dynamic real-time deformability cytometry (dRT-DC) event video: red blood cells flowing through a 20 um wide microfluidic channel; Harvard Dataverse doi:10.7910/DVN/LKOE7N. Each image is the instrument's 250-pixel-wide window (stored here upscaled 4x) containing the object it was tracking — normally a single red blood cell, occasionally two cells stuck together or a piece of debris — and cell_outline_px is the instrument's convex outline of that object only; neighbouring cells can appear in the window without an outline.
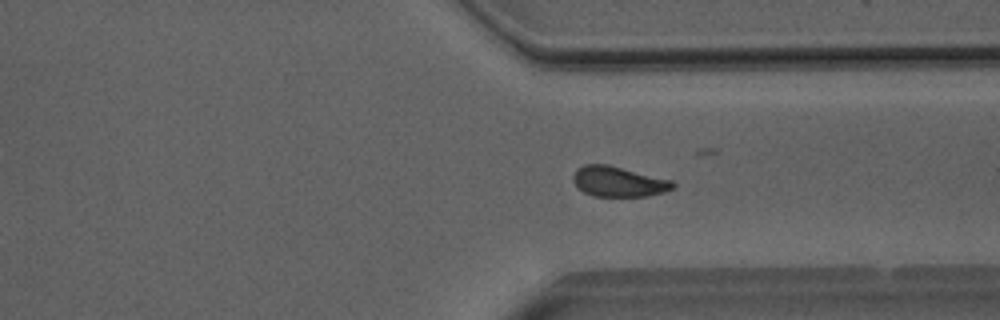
{"species": "Egyptian fruit bat (a non-hibernating species)", "species_latin": "Rousettus aegyptiacus", "temperature_condition": "room temperature", "stored_images_in_passage": 22, "camera_frame_rate_fps": 3000, "um_per_image_px": 0.085, "animal": {"sex": "male"}, "frame": {"image": 1, "passage_image": 19, "time_ms": 6.0, "image_size_px": [1000, 320], "cell_outline_px": [[676, 184], [672, 188], [664, 192], [648, 196], [592, 196], [584, 192], [572, 180], [572, 176], [576, 168], [584, 164], [608, 164], [672, 180]], "centroid_in_image_um": [52.56, 15.42], "position_along_channel_um": 358.8, "area_um2": 17.63}}